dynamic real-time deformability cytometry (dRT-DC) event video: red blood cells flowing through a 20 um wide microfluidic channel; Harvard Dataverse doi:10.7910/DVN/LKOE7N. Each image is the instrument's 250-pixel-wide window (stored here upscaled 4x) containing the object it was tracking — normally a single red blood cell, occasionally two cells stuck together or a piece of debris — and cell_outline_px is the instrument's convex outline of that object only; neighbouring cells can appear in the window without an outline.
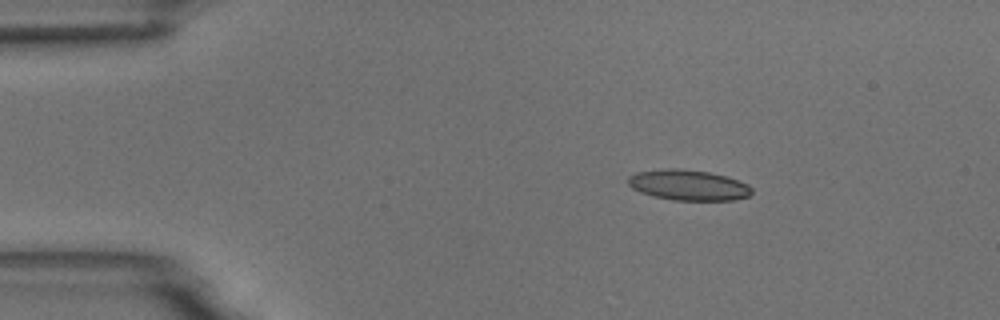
{"species": "common noctule bat (a hibernating species)", "species_latin": "Nyctalus noctula", "temperature_condition": "room temperature", "stored_images_in_passage": 4, "camera_frame_rate_fps": 3000, "um_per_image_px": 0.085, "animal": {"sex": "male", "body_mass_g": 18.8}, "frame": {"image": 1, "passage_image": 2, "time_ms": 2.0, "image_size_px": [1000, 320], "cell_outline_px": [[752, 192], [748, 196], [732, 200], [672, 200], [652, 196], [640, 192], [632, 188], [628, 184], [628, 176], [636, 172], [660, 168], [680, 168], [708, 172], [724, 176], [748, 184], [752, 188]], "centroid_in_image_um": [58.46, 15.72], "position_along_channel_um": 26.5, "area_um2": 22.08}}